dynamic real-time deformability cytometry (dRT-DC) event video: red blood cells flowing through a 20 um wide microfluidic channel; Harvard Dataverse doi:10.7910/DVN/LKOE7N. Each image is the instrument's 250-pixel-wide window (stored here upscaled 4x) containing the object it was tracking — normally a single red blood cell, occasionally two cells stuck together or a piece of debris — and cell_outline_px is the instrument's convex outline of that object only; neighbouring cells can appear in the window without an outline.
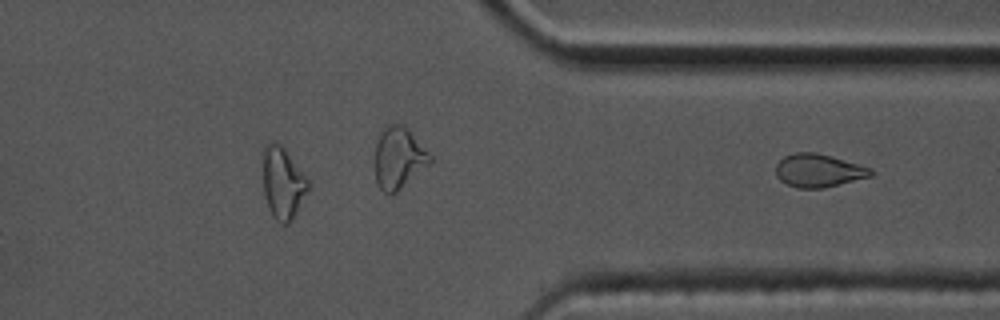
{"species": "common noctule bat (a hibernating species)", "species_latin": "Nyctalus noctula", "temperature_condition": "cold", "stored_images_in_passage": 46, "camera_frame_rate_fps": 3000, "um_per_image_px": 0.085, "animal": {"sex": "male", "body_mass_g": 17.5, "forearm_length_mm": 52.3}, "frame": {"image": 1, "passage_image": 46, "time_ms": 15.0, "image_size_px": [1000, 320], "cell_outline_px": [[872, 176], [824, 188], [796, 188], [780, 180], [776, 176], [776, 164], [784, 156], [796, 152], [816, 152], [872, 168]], "centroid_in_image_um": [69.56, 14.5], "position_along_channel_um": 341.8, "area_um2": 18.26}}